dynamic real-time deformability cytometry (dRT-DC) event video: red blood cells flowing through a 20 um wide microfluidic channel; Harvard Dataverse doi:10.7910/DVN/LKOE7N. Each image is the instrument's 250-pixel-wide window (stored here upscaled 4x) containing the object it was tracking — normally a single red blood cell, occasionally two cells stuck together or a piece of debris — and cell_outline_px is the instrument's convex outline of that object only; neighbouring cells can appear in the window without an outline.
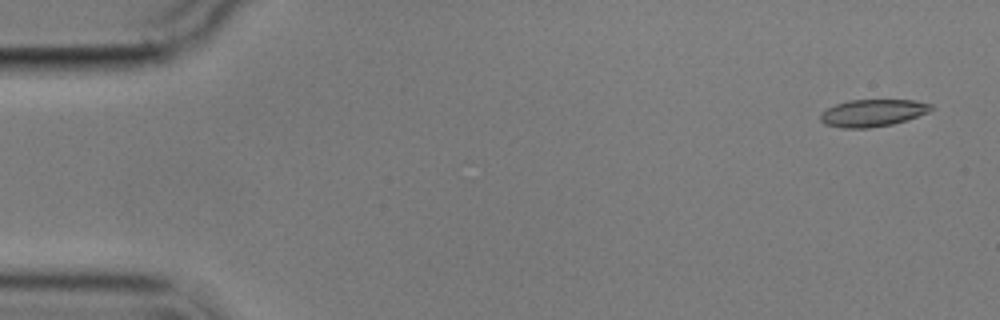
{"species": "common noctule bat (a hibernating species)", "species_latin": "Nyctalus noctula", "temperature_condition": "cold", "stored_images_in_passage": 4, "camera_frame_rate_fps": 3000, "um_per_image_px": 0.085, "animal": {"sex": "male", "body_mass_g": 17.9}, "frame": {"image": 1, "passage_image": 1, "time_ms": 0.0, "image_size_px": [1000, 320], "cell_outline_px": [[932, 108], [928, 112], [892, 124], [868, 128], [844, 128], [824, 124], [820, 120], [820, 116], [828, 108], [836, 104], [848, 100], [916, 100], [932, 104]], "centroid_in_image_um": [74.17, 9.59], "position_along_channel_um": 10.8, "area_um2": 17.28}}
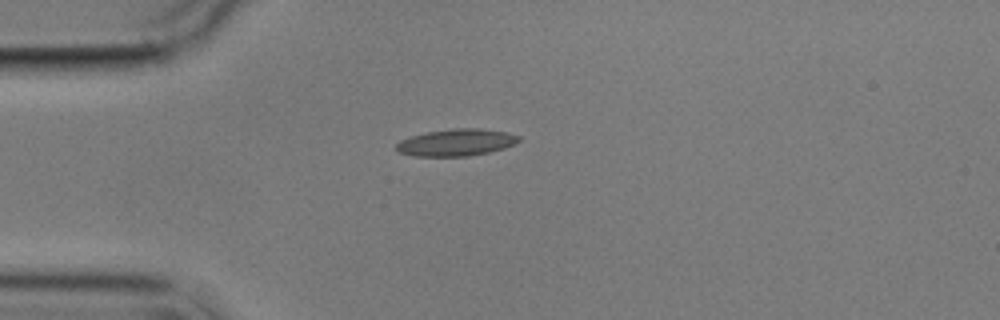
{"frame": {"image": 2, "passage_image": 4, "time_ms": 4.0, "image_size_px": [1000, 320], "cell_outline_px": [[520, 140], [504, 148], [488, 152], [468, 156], [416, 156], [396, 152], [396, 144], [400, 140], [412, 136], [428, 132], [452, 128], [476, 128], [508, 132], [520, 136]], "centroid_in_image_um": [38.76, 12.11], "position_along_channel_um": 46.2, "area_um2": 19.13}}